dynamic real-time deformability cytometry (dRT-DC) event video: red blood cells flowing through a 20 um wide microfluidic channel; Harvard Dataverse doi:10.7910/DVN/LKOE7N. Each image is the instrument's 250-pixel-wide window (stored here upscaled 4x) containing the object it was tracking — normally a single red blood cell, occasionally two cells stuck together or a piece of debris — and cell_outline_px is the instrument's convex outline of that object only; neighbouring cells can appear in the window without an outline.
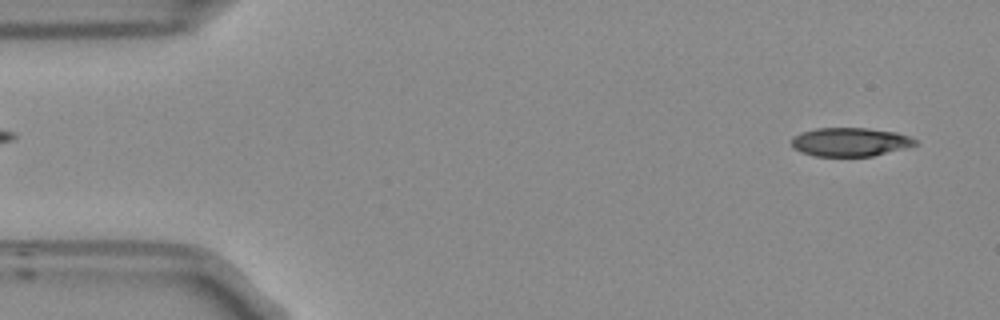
{"species": "Egyptian fruit bat (a non-hibernating species)", "species_latin": "Rousettus aegyptiacus", "temperature_condition": "room temperature", "stored_images_in_passage": 52, "camera_frame_rate_fps": 3000, "um_per_image_px": 0.085, "frame": {"image": 1, "passage_image": 2, "time_ms": 0.333, "image_size_px": [1000, 320], "cell_outline_px": [[920, 144], [872, 156], [816, 156], [800, 152], [792, 148], [792, 136], [800, 132], [816, 128], [868, 128], [896, 132], [908, 136], [916, 140]], "centroid_in_image_um": [72.23, 12.06], "position_along_channel_um": 12.8, "area_um2": 20.75}}
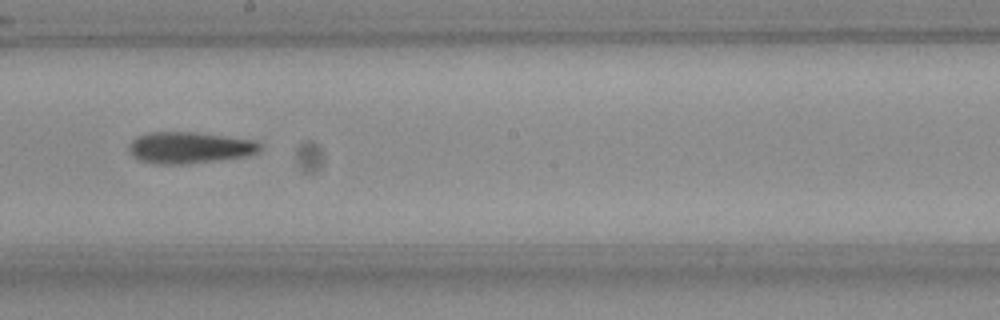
{"frame": {"image": 2, "passage_image": 28, "time_ms": 9.0, "image_size_px": [1000, 320], "cell_outline_px": [[264, 148], [260, 152], [248, 156], [184, 164], [160, 164], [140, 160], [132, 156], [128, 148], [132, 140], [136, 136], [148, 132], [196, 132], [256, 140]], "centroid_in_image_um": [16.15, 12.54], "position_along_channel_um": 232.1, "area_um2": 24.22}}
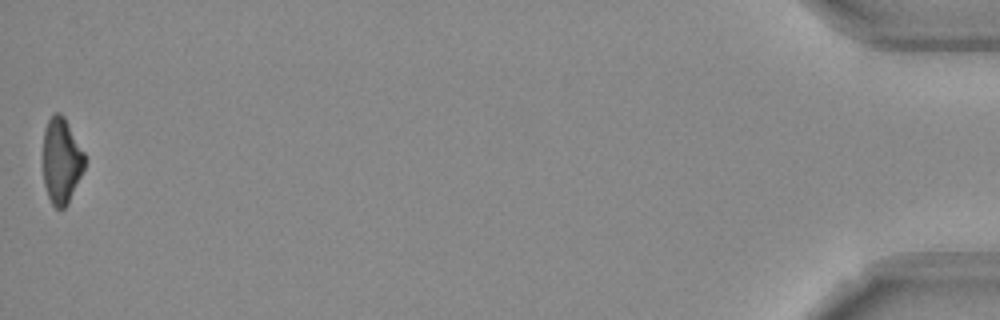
{"frame": {"image": 3, "passage_image": 52, "time_ms": 17.0, "image_size_px": [1000, 320], "cell_outline_px": [[84, 168], [68, 204], [64, 208], [56, 208], [52, 204], [48, 196], [44, 184], [44, 128], [52, 112], [60, 112], [64, 116], [84, 152]], "centroid_in_image_um": [5.21, 13.64], "position_along_channel_um": 430.0, "area_um2": 20.63}}